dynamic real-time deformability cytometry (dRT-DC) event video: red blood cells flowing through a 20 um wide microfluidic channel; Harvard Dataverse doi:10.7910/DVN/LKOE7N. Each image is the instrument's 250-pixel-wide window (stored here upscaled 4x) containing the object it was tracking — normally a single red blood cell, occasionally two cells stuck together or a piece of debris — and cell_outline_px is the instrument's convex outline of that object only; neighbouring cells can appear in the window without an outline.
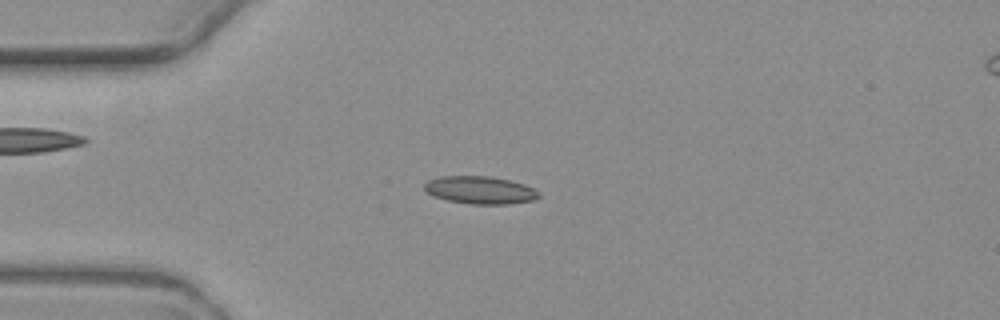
{"species": "common noctule bat (a hibernating species)", "species_latin": "Nyctalus noctula", "temperature_condition": "warm", "stored_images_in_passage": 8, "camera_frame_rate_fps": 3000, "um_per_image_px": 0.085, "animal": {"sex": "female", "body_mass_g": 19.3, "forearm_length_mm": 54.1}, "frame": {"image": 1, "passage_image": 3, "time_ms": 2.667, "image_size_px": [1000, 320], "cell_outline_px": [[540, 196], [532, 200], [508, 204], [472, 204], [448, 200], [432, 196], [424, 188], [424, 184], [428, 180], [440, 176], [492, 176], [524, 184], [540, 192]], "centroid_in_image_um": [40.79, 16.15], "position_along_channel_um": 44.2, "area_um2": 18.38}}
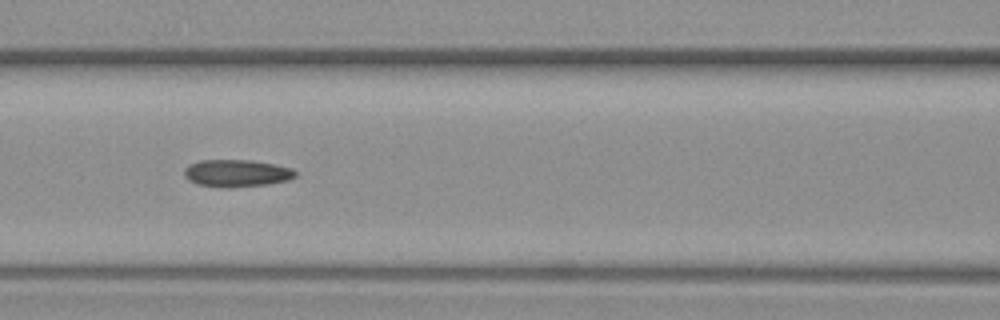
{"frame": {"image": 2, "passage_image": 6, "time_ms": 6.0, "image_size_px": [1000, 320], "cell_outline_px": [[296, 176], [288, 180], [268, 184], [200, 184], [188, 180], [184, 176], [184, 168], [188, 164], [200, 160], [252, 160], [292, 168], [296, 172]], "centroid_in_image_um": [20.12, 14.65], "position_along_channel_um": 146.5, "area_um2": 16.65}}
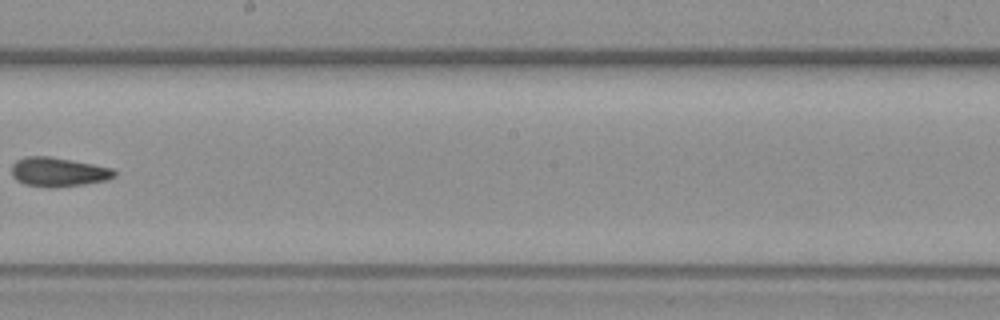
{"frame": {"image": 3, "passage_image": 8, "time_ms": 8.667, "image_size_px": [1000, 320], "cell_outline_px": [[116, 176], [108, 180], [84, 184], [48, 188], [24, 184], [16, 180], [12, 176], [12, 164], [16, 160], [24, 156], [48, 156], [72, 160], [112, 168], [116, 172]], "centroid_in_image_um": [4.93, 14.62], "position_along_channel_um": 243.3, "area_um2": 17.57}}